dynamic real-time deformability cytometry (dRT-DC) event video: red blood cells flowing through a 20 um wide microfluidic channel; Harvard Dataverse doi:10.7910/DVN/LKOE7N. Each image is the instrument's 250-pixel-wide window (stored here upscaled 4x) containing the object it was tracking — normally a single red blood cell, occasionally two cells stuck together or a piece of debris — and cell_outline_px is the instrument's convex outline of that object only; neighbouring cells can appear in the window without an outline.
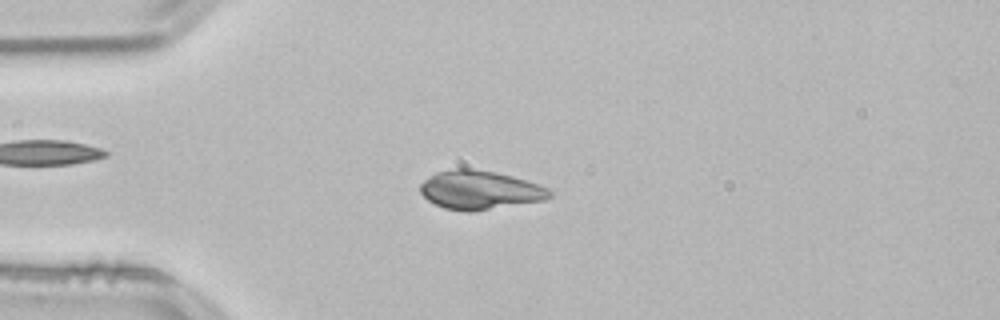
{"species": "common noctule bat (a hibernating species)", "species_latin": "Nyctalus noctula", "temperature_condition": "room temperature", "stored_images_in_passage": 49, "camera_frame_rate_fps": 3000, "um_per_image_px": 0.085, "animal": {"sex": "male", "body_mass_g": 21.5, "forearm_length_mm": 52.0}, "frame": {"image": 1, "passage_image": 10, "time_ms": 3.0, "image_size_px": [1000, 320], "cell_outline_px": [[552, 196], [544, 200], [472, 212], [464, 212], [444, 208], [428, 200], [420, 192], [420, 184], [424, 180], [436, 172], [456, 168], [468, 168], [496, 172], [512, 176], [548, 188], [552, 192]], "centroid_in_image_um": [40.76, 16.16], "position_along_channel_um": 44.2, "area_um2": 29.13}}
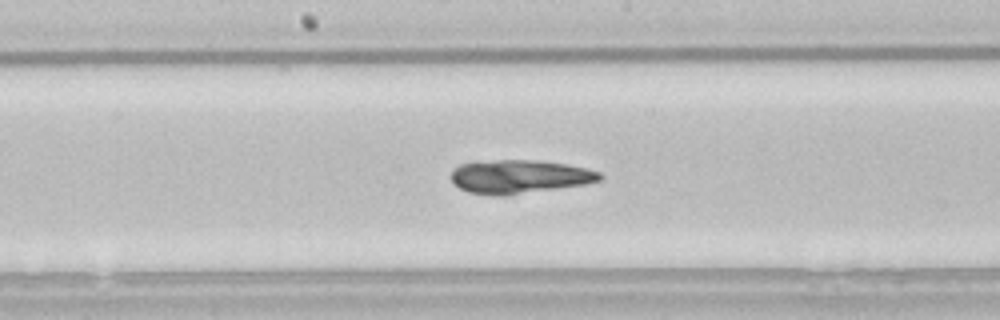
{"frame": {"image": 2, "passage_image": 24, "time_ms": 7.667, "image_size_px": [1000, 320], "cell_outline_px": [[604, 176], [600, 180], [588, 184], [504, 196], [492, 196], [468, 192], [452, 184], [452, 168], [460, 164], [472, 160], [540, 160], [568, 164], [600, 172]], "centroid_in_image_um": [44.11, 15.01], "position_along_channel_um": 204.1, "area_um2": 29.71}}
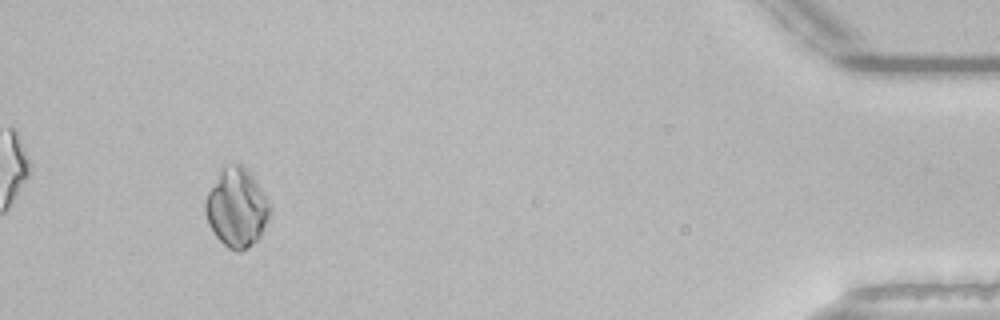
{"frame": {"image": 3, "passage_image": 46, "time_ms": 15.0, "image_size_px": [1000, 320], "cell_outline_px": [[272, 208], [268, 220], [260, 236], [248, 248], [240, 252], [236, 252], [228, 248], [216, 236], [208, 224], [204, 212], [204, 204], [208, 192], [220, 168], [224, 164], [240, 164], [248, 172], [260, 188], [268, 200]], "centroid_in_image_um": [20.1, 17.67], "position_along_channel_um": 415.1, "area_um2": 29.59}, "authors_computed_cell_mechanics": {"area_um2": 28.4954, "velocity_mm_per_s": 3.8374, "shape_relaxation_time_tau1_ms": null, "shape_relaxation_time_tau2_ms": 2.451, "deformation_change_tau1": null, "deformation_change_tau2": 0.0563}}